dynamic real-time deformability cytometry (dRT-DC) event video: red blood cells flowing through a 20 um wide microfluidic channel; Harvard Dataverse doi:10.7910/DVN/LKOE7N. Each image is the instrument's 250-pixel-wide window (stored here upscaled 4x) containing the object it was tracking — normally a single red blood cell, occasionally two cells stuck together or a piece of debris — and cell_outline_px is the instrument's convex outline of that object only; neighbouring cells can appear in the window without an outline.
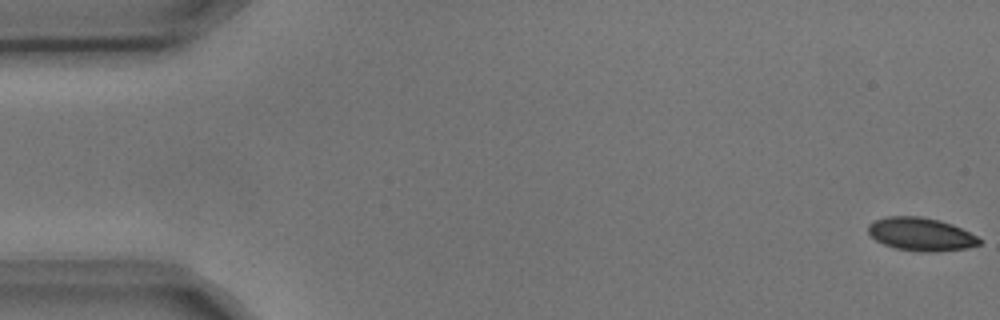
{"species": "common noctule bat (a hibernating species)", "species_latin": "Nyctalus noctula", "temperature_condition": "cold", "stored_images_in_passage": 10, "camera_frame_rate_fps": 3000, "um_per_image_px": 0.085, "animal": {"sex": "male", "body_mass_g": 17.9, "forearm_length_mm": 54.2}, "frame": {"image": 1, "passage_image": 1, "time_ms": 0.0, "image_size_px": [1000, 320], "cell_outline_px": [[980, 244], [968, 248], [936, 252], [920, 252], [896, 248], [884, 244], [876, 240], [868, 232], [868, 224], [876, 220], [888, 216], [920, 216], [940, 220], [952, 224], [976, 236], [980, 240]], "centroid_in_image_um": [78.27, 19.91], "position_along_channel_um": 6.7, "area_um2": 21.39}}
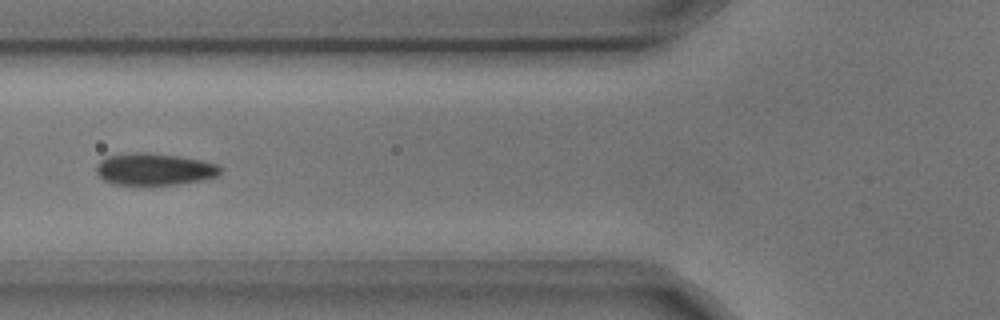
{"frame": {"image": 2, "passage_image": 6, "time_ms": 1.667, "image_size_px": [1000, 320], "cell_outline_px": [[224, 168], [216, 176], [200, 180], [176, 184], [112, 184], [104, 180], [96, 172], [96, 164], [100, 160], [108, 156], [136, 152], [144, 152], [180, 156], [200, 160], [216, 164]], "centroid_in_image_um": [13.1, 14.37], "position_along_channel_um": 112.7, "area_um2": 22.89}}
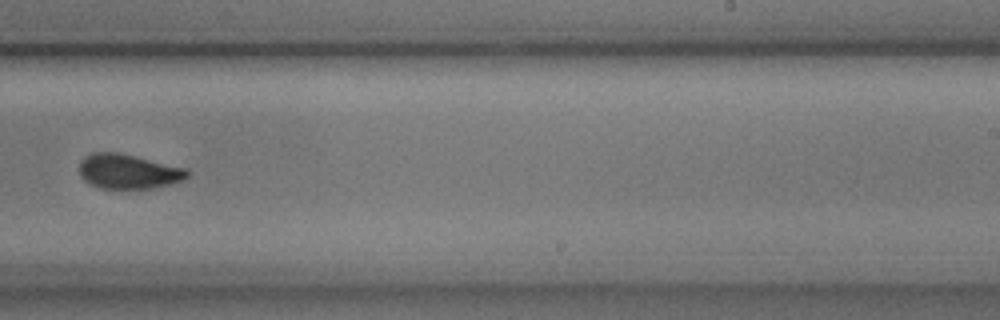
{"frame": {"image": 3, "passage_image": 10, "time_ms": 3.0, "image_size_px": [1000, 320], "cell_outline_px": [[188, 176], [184, 180], [152, 188], [100, 188], [88, 184], [80, 176], [80, 160], [84, 156], [92, 152], [120, 152], [188, 168]], "centroid_in_image_um": [10.89, 14.55], "position_along_channel_um": 278.1, "area_um2": 22.02}}